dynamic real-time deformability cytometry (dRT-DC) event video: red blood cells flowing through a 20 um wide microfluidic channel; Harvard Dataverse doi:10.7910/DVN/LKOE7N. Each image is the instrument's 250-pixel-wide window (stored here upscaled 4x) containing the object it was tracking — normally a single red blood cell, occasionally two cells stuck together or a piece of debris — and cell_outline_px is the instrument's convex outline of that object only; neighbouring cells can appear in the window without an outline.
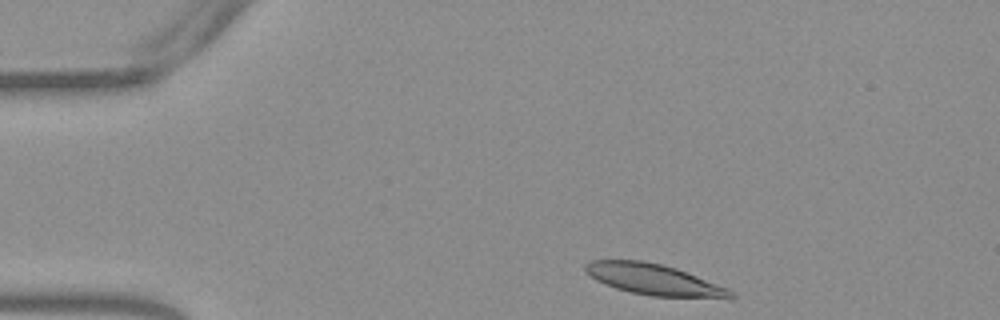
{"species": "Egyptian fruit bat (a non-hibernating species)", "species_latin": "Rousettus aegyptiacus", "temperature_condition": "warm", "stored_images_in_passage": 40, "camera_frame_rate_fps": 3000, "um_per_image_px": 0.085, "frame": {"image": 1, "passage_image": 1, "time_ms": 0.0, "image_size_px": [1000, 320], "cell_outline_px": [[736, 296], [732, 300], [652, 296], [632, 292], [616, 288], [604, 284], [596, 280], [584, 272], [584, 264], [592, 260], [644, 260], [676, 268], [728, 288], [736, 292]], "centroid_in_image_um": [55.67, 23.79], "position_along_channel_um": 29.3, "area_um2": 26.82}}
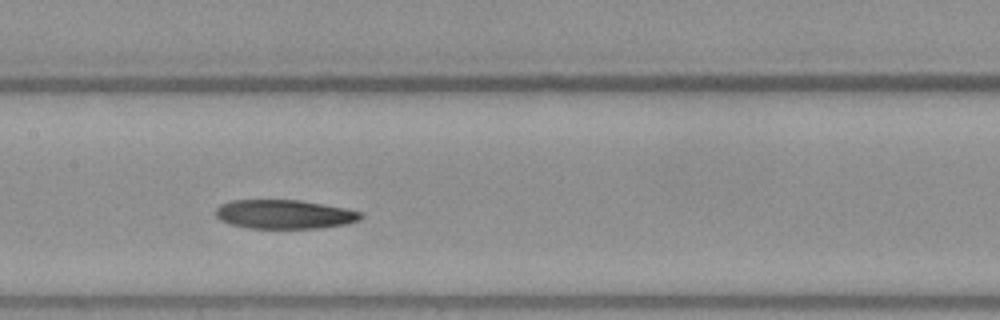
{"frame": {"image": 2, "passage_image": 18, "time_ms": 5.667, "image_size_px": [1000, 320], "cell_outline_px": [[364, 216], [360, 220], [344, 224], [320, 228], [248, 228], [228, 224], [220, 220], [216, 216], [216, 208], [220, 204], [228, 200], [300, 200], [344, 208], [364, 212]], "centroid_in_image_um": [24.16, 18.21], "position_along_channel_um": 183.2, "area_um2": 24.68}}
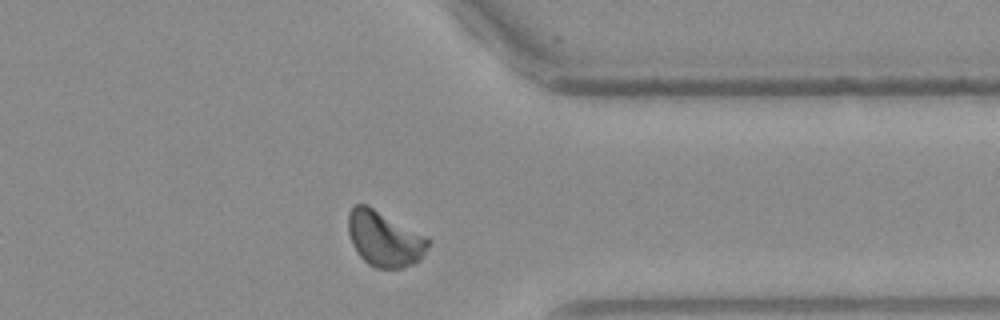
{"frame": {"image": 3, "passage_image": 34, "time_ms": 11.0, "image_size_px": [1000, 320], "cell_outline_px": [[432, 240], [420, 260], [412, 264], [400, 268], [376, 268], [368, 264], [356, 252], [352, 244], [348, 232], [348, 212], [356, 204], [368, 204], [428, 236]], "centroid_in_image_um": [32.69, 20.27], "position_along_channel_um": 378.7, "area_um2": 26.18}}